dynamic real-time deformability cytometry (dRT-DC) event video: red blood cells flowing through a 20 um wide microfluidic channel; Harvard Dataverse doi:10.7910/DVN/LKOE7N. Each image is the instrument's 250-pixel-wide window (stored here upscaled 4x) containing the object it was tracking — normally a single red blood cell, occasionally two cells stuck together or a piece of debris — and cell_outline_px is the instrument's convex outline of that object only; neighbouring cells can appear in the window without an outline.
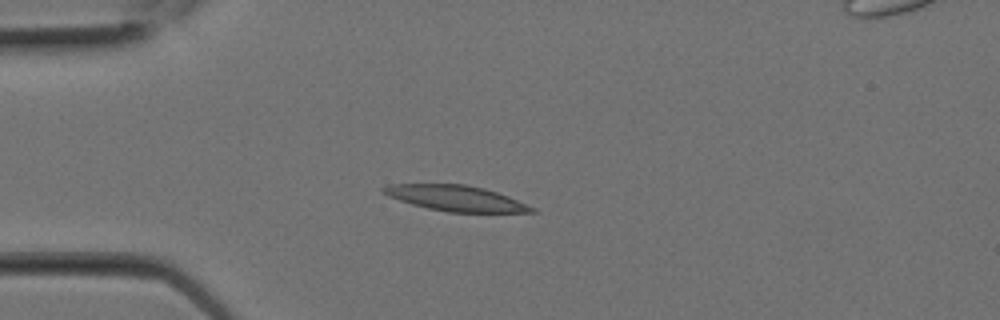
{"species": "Egyptian fruit bat (a non-hibernating species)", "species_latin": "Rousettus aegyptiacus", "temperature_condition": "room temperature", "stored_images_in_passage": 2, "camera_frame_rate_fps": 3000, "um_per_image_px": 0.085, "animal": {"sex": "female"}, "frame": {"image": 1, "passage_image": 2, "time_ms": 0.333, "image_size_px": [1000, 320], "cell_outline_px": [[536, 212], [448, 212], [428, 208], [412, 204], [388, 196], [380, 188], [388, 184], [464, 184], [484, 188], [508, 196], [536, 208]], "centroid_in_image_um": [38.74, 16.84], "position_along_channel_um": 46.3, "area_um2": 21.91}}